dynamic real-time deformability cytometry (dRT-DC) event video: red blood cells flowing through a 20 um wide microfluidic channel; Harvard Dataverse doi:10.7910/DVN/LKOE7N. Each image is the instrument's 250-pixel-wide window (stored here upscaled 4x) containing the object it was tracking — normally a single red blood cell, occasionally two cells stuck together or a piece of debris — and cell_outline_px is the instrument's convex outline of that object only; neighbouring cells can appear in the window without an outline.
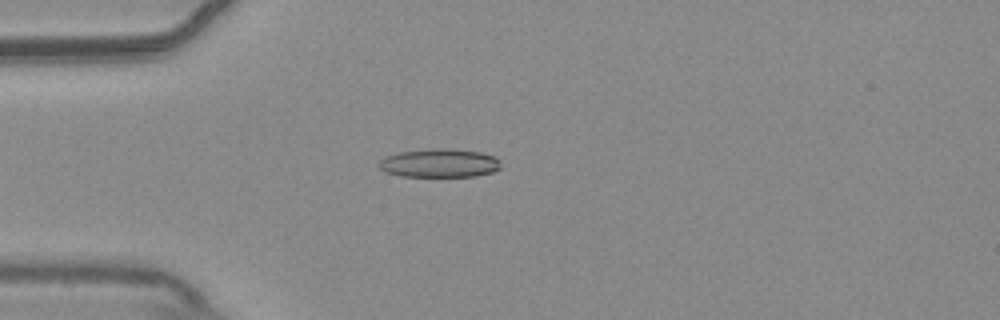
{"species": "common noctule bat (a hibernating species)", "species_latin": "Nyctalus noctula", "temperature_condition": "warm", "stored_images_in_passage": 55, "camera_frame_rate_fps": 3000, "um_per_image_px": 0.085, "animal": {"sex": "male", "body_mass_g": 20.4}, "frame": {"image": 1, "passage_image": 15, "time_ms": 4.667, "image_size_px": [1000, 320], "cell_outline_px": [[500, 168], [492, 172], [476, 176], [400, 176], [388, 172], [380, 168], [376, 164], [384, 156], [400, 152], [432, 148], [448, 148], [480, 152], [496, 156], [500, 160]], "centroid_in_image_um": [37.36, 13.85], "position_along_channel_um": 47.6, "area_um2": 20.4}}
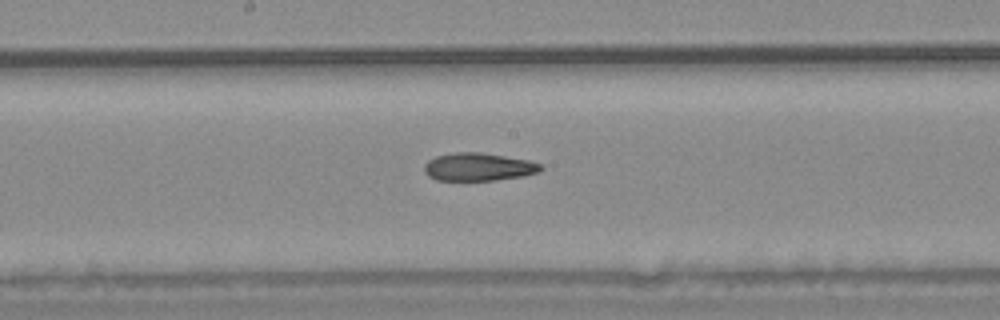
{"frame": {"image": 2, "passage_image": 29, "time_ms": 9.333, "image_size_px": [1000, 320], "cell_outline_px": [[544, 168], [540, 172], [524, 176], [496, 180], [436, 180], [428, 176], [424, 172], [424, 164], [428, 160], [436, 156], [456, 152], [480, 152], [528, 160], [544, 164]], "centroid_in_image_um": [40.7, 14.19], "position_along_channel_um": 207.5, "area_um2": 19.13}}
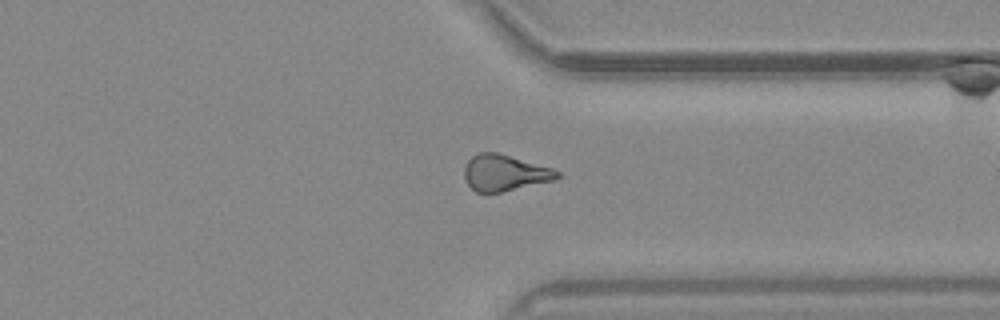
{"frame": {"image": 3, "passage_image": 42, "time_ms": 13.667, "image_size_px": [1000, 320], "cell_outline_px": [[560, 176], [552, 180], [500, 192], [476, 192], [468, 184], [464, 176], [464, 168], [468, 160], [472, 156], [480, 152], [496, 152], [552, 168], [560, 172]], "centroid_in_image_um": [42.86, 14.68], "position_along_channel_um": 368.5, "area_um2": 19.19}, "authors_computed_cell_mechanics": {"area_um2": 20.1144, "velocity_mm_per_s": 3.7276, "shape_relaxation_time_tau1_ms": null, "shape_relaxation_time_tau2_ms": 5.9097, "deformation_change_tau1": null, "deformation_change_tau2": 0.1496}}